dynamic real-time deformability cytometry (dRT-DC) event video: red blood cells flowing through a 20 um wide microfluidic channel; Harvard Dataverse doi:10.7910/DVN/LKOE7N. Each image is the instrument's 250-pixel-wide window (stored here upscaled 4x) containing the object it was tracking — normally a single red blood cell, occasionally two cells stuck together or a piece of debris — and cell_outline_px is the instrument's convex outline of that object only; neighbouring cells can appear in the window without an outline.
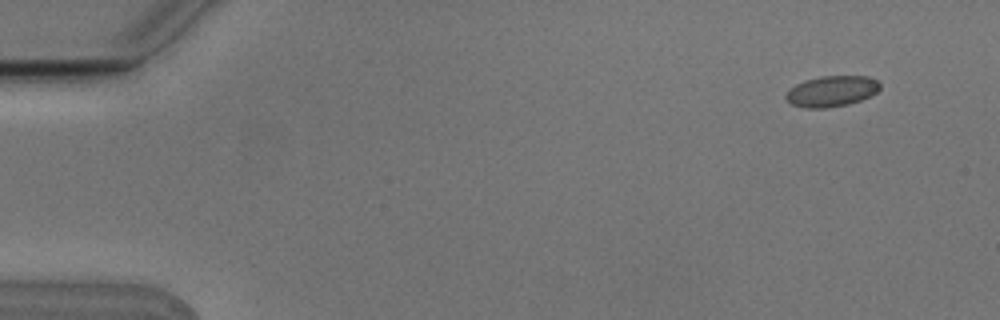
{"species": "Egyptian fruit bat (a non-hibernating species)", "species_latin": "Rousettus aegyptiacus", "temperature_condition": "cold", "stored_images_in_passage": 4, "camera_frame_rate_fps": 3000, "um_per_image_px": 0.085, "animal": {"sex": "male"}, "frame": {"image": 1, "passage_image": 1, "time_ms": 0.0, "image_size_px": [1000, 320], "cell_outline_px": [[880, 88], [872, 96], [848, 104], [828, 108], [804, 108], [792, 104], [784, 96], [788, 88], [804, 80], [820, 76], [868, 76], [880, 80]], "centroid_in_image_um": [70.7, 7.74], "position_along_channel_um": 14.3, "area_um2": 17.17}}